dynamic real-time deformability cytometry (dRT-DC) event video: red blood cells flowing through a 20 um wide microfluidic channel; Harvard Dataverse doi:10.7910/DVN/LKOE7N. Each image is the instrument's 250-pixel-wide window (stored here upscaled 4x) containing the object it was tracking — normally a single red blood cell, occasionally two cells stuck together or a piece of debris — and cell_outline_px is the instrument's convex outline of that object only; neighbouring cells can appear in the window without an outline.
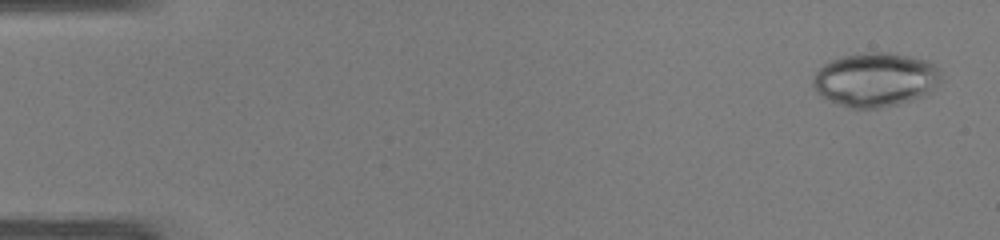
{"species": "common noctule bat (a hibernating species)", "species_latin": "Nyctalus noctula", "temperature_condition": "warm", "stored_images_in_passage": 48, "camera_frame_rate_fps": 3000, "um_per_image_px": 0.085, "animal": {"sex": "male", "body_mass_g": 19.0, "forearm_length_mm": 50.8}, "frame": {"image": 1, "passage_image": 2, "time_ms": 0.333, "image_size_px": [1000, 240], "cell_outline_px": [[940, 80], [928, 92], [920, 96], [896, 104], [876, 108], [852, 108], [832, 100], [816, 92], [812, 84], [812, 80], [816, 72], [824, 64], [832, 60], [844, 56], [872, 52], [888, 52], [912, 56], [928, 60], [936, 64], [940, 68]], "centroid_in_image_um": [74.42, 6.74], "position_along_channel_um": 10.6, "area_um2": 39.71}}
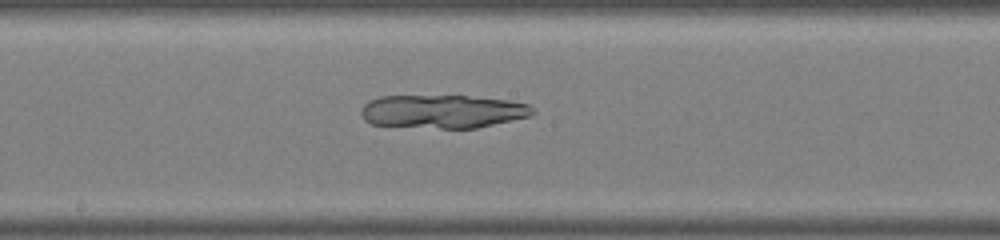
{"frame": {"image": 2, "passage_image": 26, "time_ms": 8.333, "image_size_px": [1000, 240], "cell_outline_px": [[536, 112], [528, 116], [476, 128], [440, 128], [372, 124], [364, 120], [360, 112], [364, 104], [368, 100], [380, 96], [464, 96], [508, 100], [528, 104]], "centroid_in_image_um": [37.59, 9.47], "position_along_channel_um": 210.6, "area_um2": 33.06}}
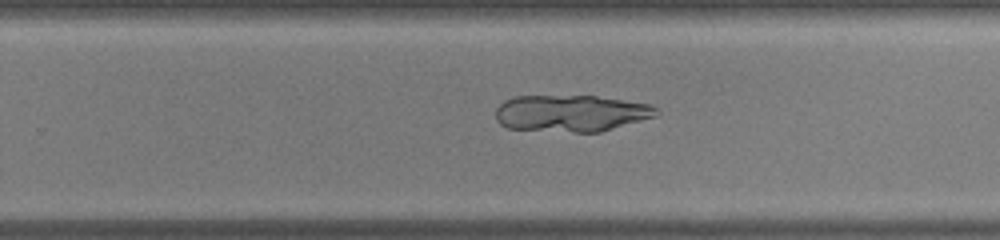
{"frame": {"image": 3, "passage_image": 31, "time_ms": 10.0, "image_size_px": [1000, 240], "cell_outline_px": [[660, 112], [656, 116], [600, 132], [572, 132], [508, 128], [500, 124], [496, 120], [496, 108], [504, 100], [512, 96], [596, 96], [652, 104]], "centroid_in_image_um": [48.54, 9.62], "position_along_channel_um": 281.3, "area_um2": 34.45}}